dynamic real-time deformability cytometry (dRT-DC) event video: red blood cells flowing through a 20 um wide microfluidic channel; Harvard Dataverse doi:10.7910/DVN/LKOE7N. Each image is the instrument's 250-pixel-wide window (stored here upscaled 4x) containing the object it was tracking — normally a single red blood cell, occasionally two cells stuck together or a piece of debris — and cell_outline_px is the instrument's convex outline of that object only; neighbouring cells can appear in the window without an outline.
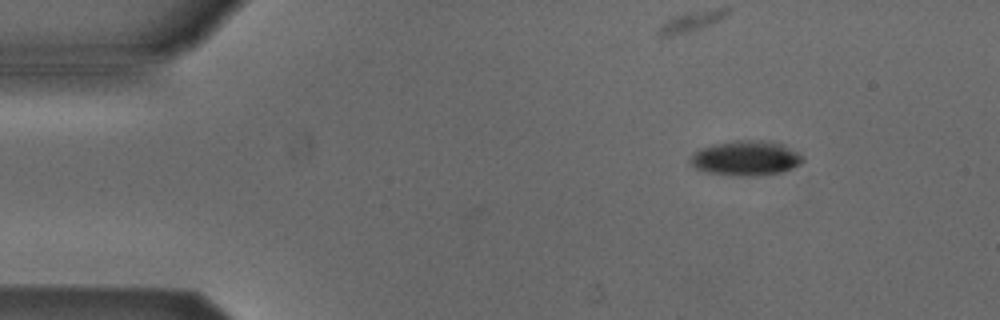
{"species": "Egyptian fruit bat (a non-hibernating species)", "species_latin": "Rousettus aegyptiacus", "temperature_condition": "cold", "stored_images_in_passage": 3, "camera_frame_rate_fps": 3000, "um_per_image_px": 0.085, "animal": {"sex": "male"}, "frame": {"image": 1, "passage_image": 3, "time_ms": 2.667, "image_size_px": [1000, 320], "cell_outline_px": [[804, 160], [800, 164], [792, 168], [780, 172], [756, 176], [740, 176], [708, 172], [696, 168], [688, 160], [692, 152], [700, 148], [712, 144], [732, 140], [764, 140], [784, 144], [796, 152]], "centroid_in_image_um": [63.36, 13.43], "position_along_channel_um": 21.6, "area_um2": 22.89}}